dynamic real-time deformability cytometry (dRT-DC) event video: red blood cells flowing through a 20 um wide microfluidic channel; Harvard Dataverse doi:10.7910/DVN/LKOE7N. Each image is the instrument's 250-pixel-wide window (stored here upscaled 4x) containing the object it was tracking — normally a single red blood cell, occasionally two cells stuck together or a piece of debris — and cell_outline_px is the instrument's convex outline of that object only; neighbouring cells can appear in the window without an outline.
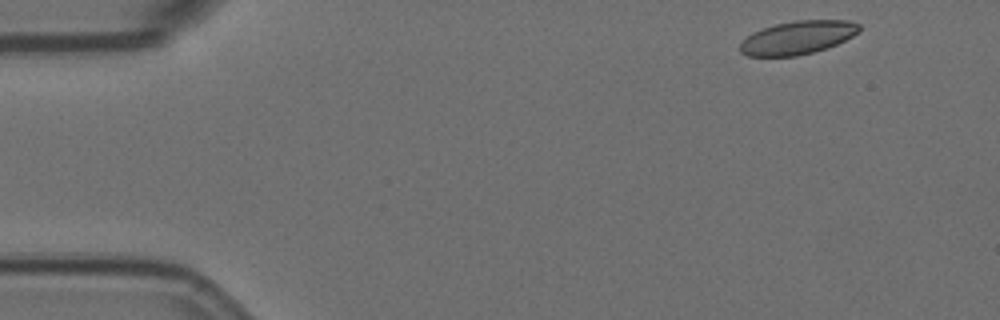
{"species": "Egyptian fruit bat (a non-hibernating species)", "species_latin": "Rousettus aegyptiacus", "temperature_condition": "room temperature", "stored_images_in_passage": 4, "camera_frame_rate_fps": 3000, "um_per_image_px": 0.085, "animal": {"sex": "female"}, "frame": {"image": 1, "passage_image": 1, "time_ms": 0.0, "image_size_px": [1000, 320], "cell_outline_px": [[860, 32], [836, 44], [812, 52], [796, 56], [748, 56], [740, 52], [740, 44], [752, 32], [776, 24], [796, 20], [848, 20], [860, 24]], "centroid_in_image_um": [67.81, 3.19], "position_along_channel_um": 17.2, "area_um2": 22.95}}
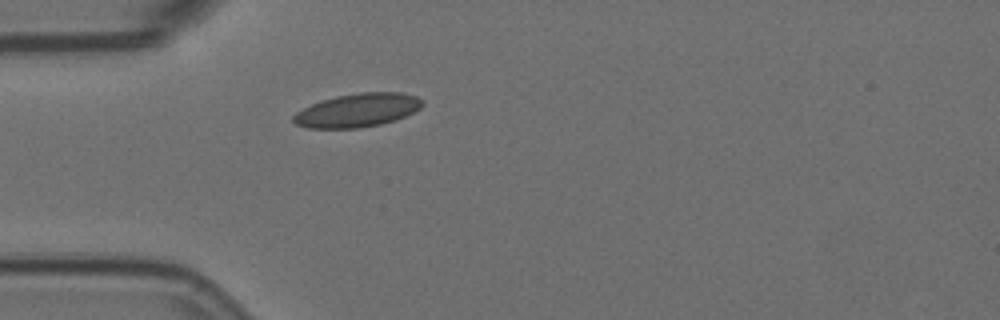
{"frame": {"image": 2, "passage_image": 4, "time_ms": 1.0, "image_size_px": [1000, 320], "cell_outline_px": [[424, 104], [420, 108], [396, 120], [380, 124], [360, 128], [308, 128], [296, 124], [292, 120], [292, 116], [296, 112], [312, 104], [336, 96], [360, 92], [400, 92], [416, 96], [424, 100]], "centroid_in_image_um": [30.4, 9.37], "position_along_channel_um": 54.6, "area_um2": 25.14}}